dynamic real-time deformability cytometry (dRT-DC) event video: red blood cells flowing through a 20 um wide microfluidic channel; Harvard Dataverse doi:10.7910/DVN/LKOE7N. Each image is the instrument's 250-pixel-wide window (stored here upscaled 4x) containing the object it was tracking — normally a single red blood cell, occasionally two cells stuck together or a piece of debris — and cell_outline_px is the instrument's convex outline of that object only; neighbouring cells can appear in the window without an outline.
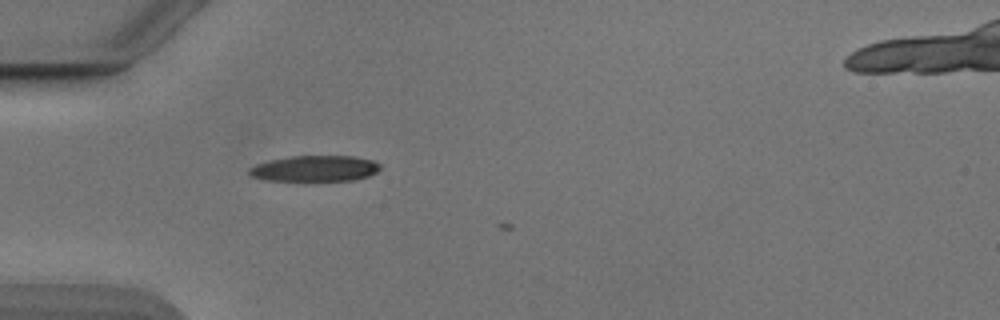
{"species": "Egyptian fruit bat (a non-hibernating species)", "species_latin": "Rousettus aegyptiacus", "temperature_condition": "cold", "stored_images_in_passage": 3, "camera_frame_rate_fps": 3000, "um_per_image_px": 0.085, "animal": {"sex": "male"}, "frame": {"image": 1, "passage_image": 2, "time_ms": 0.333, "image_size_px": [1000, 320], "cell_outline_px": [[380, 168], [376, 172], [368, 176], [352, 180], [264, 180], [252, 176], [248, 172], [248, 168], [256, 164], [268, 160], [292, 156], [352, 156], [372, 160], [380, 164]], "centroid_in_image_um": [26.74, 14.31], "position_along_channel_um": 58.3, "area_um2": 19.59}}